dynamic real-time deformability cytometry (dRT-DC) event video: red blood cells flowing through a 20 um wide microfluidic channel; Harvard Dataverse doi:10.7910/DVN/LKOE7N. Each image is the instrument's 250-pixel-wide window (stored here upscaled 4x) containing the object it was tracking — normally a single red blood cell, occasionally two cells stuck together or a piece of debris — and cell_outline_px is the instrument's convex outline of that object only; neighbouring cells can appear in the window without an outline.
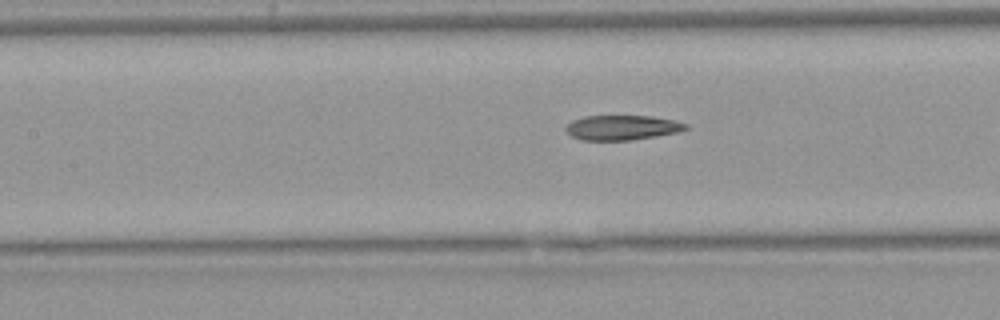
{"species": "Egyptian fruit bat (a non-hibernating species)", "species_latin": "Rousettus aegyptiacus", "temperature_condition": "warm", "stored_images_in_passage": 19, "camera_frame_rate_fps": 3000, "um_per_image_px": 0.085, "animal": {"sex": "female"}, "frame": {"image": 1, "passage_image": 16, "time_ms": 5.0, "image_size_px": [1000, 320], "cell_outline_px": [[688, 128], [680, 132], [656, 136], [628, 140], [580, 140], [572, 136], [564, 128], [572, 120], [584, 116], [652, 116], [676, 120], [688, 124]], "centroid_in_image_um": [52.91, 10.84], "position_along_channel_um": 154.5, "area_um2": 17.4}}